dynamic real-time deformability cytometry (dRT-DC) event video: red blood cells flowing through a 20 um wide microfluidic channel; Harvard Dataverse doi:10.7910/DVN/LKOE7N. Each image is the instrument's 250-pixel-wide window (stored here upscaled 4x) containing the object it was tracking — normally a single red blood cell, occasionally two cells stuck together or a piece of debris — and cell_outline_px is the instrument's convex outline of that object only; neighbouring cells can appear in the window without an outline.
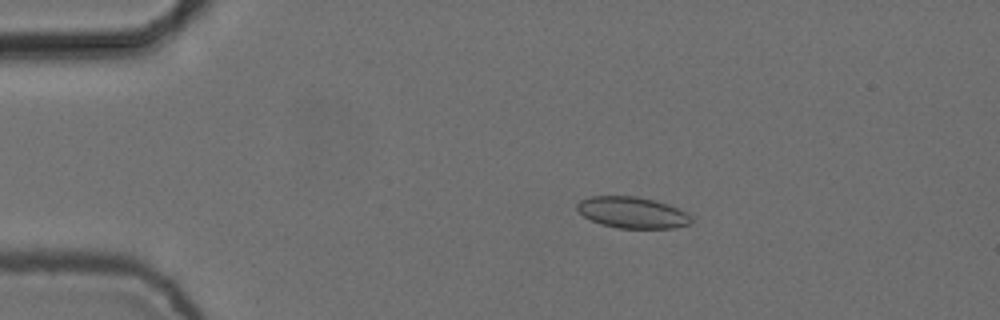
{"species": "common noctule bat (a hibernating species)", "species_latin": "Nyctalus noctula", "temperature_condition": "cold", "stored_images_in_passage": 5, "camera_frame_rate_fps": 3000, "um_per_image_px": 0.085, "animal": {"sex": "female", "body_mass_g": 24.6, "forearm_length_mm": 56.2}, "frame": {"image": 1, "passage_image": 3, "time_ms": 0.667, "image_size_px": [1000, 320], "cell_outline_px": [[692, 224], [676, 228], [616, 228], [600, 224], [584, 216], [576, 208], [576, 204], [580, 200], [592, 196], [636, 196], [656, 200], [668, 204], [692, 216]], "centroid_in_image_um": [53.76, 18.07], "position_along_channel_um": 31.2, "area_um2": 20.92}}